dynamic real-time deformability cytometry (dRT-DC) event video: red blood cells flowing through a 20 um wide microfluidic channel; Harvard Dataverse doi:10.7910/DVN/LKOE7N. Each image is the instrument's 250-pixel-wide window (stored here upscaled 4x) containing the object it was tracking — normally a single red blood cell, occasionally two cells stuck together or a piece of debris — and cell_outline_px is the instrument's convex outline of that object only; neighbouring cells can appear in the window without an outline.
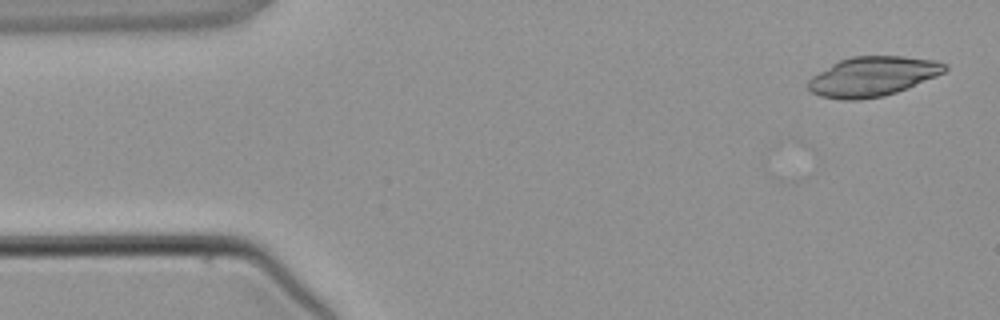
{"species": "common noctule bat (a hibernating species)", "species_latin": "Nyctalus noctula", "temperature_condition": "warm", "stored_images_in_passage": 4, "camera_frame_rate_fps": 3000, "um_per_image_px": 0.085, "animal": {"sex": "male", "body_mass_g": 21.5, "forearm_length_mm": 52.0}, "frame": {"image": 1, "passage_image": 1, "time_ms": 0.0, "image_size_px": [1000, 320], "cell_outline_px": [[948, 68], [944, 72], [936, 76], [896, 92], [884, 96], [860, 100], [844, 100], [820, 96], [812, 92], [808, 88], [808, 80], [812, 76], [832, 64], [840, 60], [852, 56], [904, 56], [936, 60], [948, 64]], "centroid_in_image_um": [74.18, 6.49], "position_along_channel_um": 10.8, "area_um2": 31.5}}